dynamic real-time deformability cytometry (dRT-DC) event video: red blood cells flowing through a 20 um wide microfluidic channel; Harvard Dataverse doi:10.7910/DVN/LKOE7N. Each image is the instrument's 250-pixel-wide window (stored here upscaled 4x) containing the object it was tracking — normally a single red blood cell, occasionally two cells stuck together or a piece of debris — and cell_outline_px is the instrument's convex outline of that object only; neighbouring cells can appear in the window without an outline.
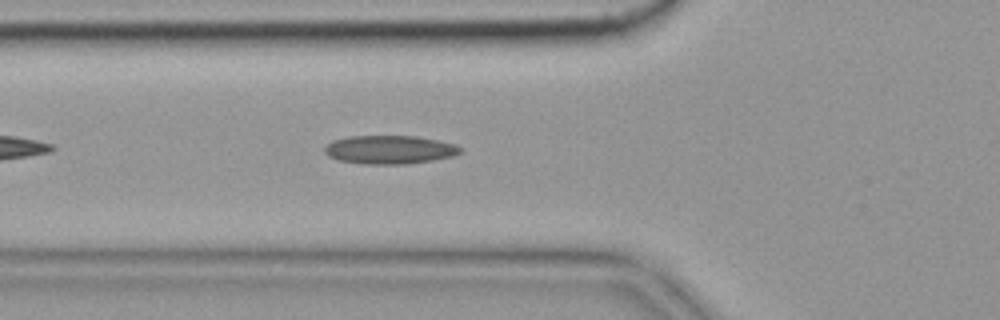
{"species": "common noctule bat (a hibernating species)", "species_latin": "Nyctalus noctula", "temperature_condition": "cold", "stored_images_in_passage": 42, "camera_frame_rate_fps": 3000, "um_per_image_px": 0.085, "animal": {"sex": "female", "body_mass_g": 19.9}, "frame": {"image": 1, "passage_image": 7, "time_ms": 2.0, "image_size_px": [1000, 320], "cell_outline_px": [[464, 148], [460, 152], [452, 156], [432, 160], [408, 164], [364, 164], [340, 160], [328, 156], [324, 152], [324, 148], [332, 140], [348, 136], [416, 136], [456, 144]], "centroid_in_image_um": [33.11, 12.72], "position_along_channel_um": 92.7, "area_um2": 22.54}, "authors_computed_cell_mechanics": {"area_um2": 21.0392, "velocity_mm_per_s": 3.6386, "shape_relaxation_time_tau1_ms": null, "shape_relaxation_time_tau2_ms": 3.7891, "deformation_change_tau1": null, "deformation_change_tau2": 0.1242}}